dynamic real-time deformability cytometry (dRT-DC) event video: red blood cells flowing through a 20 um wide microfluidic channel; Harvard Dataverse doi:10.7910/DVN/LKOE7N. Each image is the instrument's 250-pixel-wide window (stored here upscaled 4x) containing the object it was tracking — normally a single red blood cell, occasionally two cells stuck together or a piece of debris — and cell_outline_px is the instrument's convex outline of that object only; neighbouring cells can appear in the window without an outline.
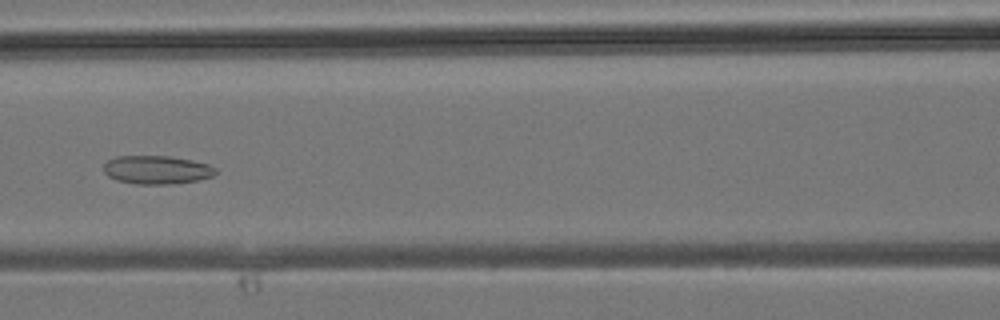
{"species": "common noctule bat (a hibernating species)", "species_latin": "Nyctalus noctula", "temperature_condition": "room temperature", "stored_images_in_passage": 30, "camera_frame_rate_fps": 3000, "um_per_image_px": 0.085, "animal": {"sex": "male", "body_mass_g": 19.2, "forearm_length_mm": 51.8}, "frame": {"image": 1, "passage_image": 10, "time_ms": 3.0, "image_size_px": [1000, 320], "cell_outline_px": [[216, 172], [212, 176], [196, 180], [168, 184], [136, 184], [116, 180], [108, 176], [104, 172], [104, 164], [108, 160], [116, 156], [168, 156], [192, 160], [208, 164], [216, 168]], "centroid_in_image_um": [13.3, 14.43], "position_along_channel_um": 153.3, "area_um2": 18.44}}
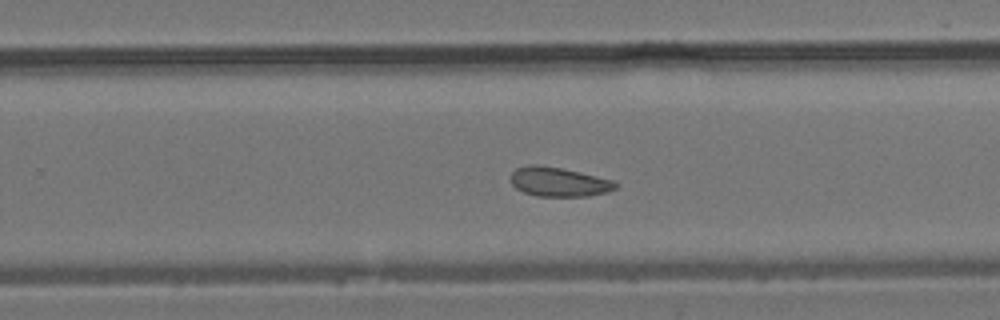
{"frame": {"image": 2, "passage_image": 17, "time_ms": 5.333, "image_size_px": [1000, 320], "cell_outline_px": [[616, 188], [608, 192], [588, 196], [536, 196], [524, 192], [516, 188], [512, 184], [512, 172], [516, 168], [528, 164], [540, 164], [580, 172], [612, 180], [616, 184]], "centroid_in_image_um": [47.47, 15.45], "position_along_channel_um": 282.3, "area_um2": 17.8}}
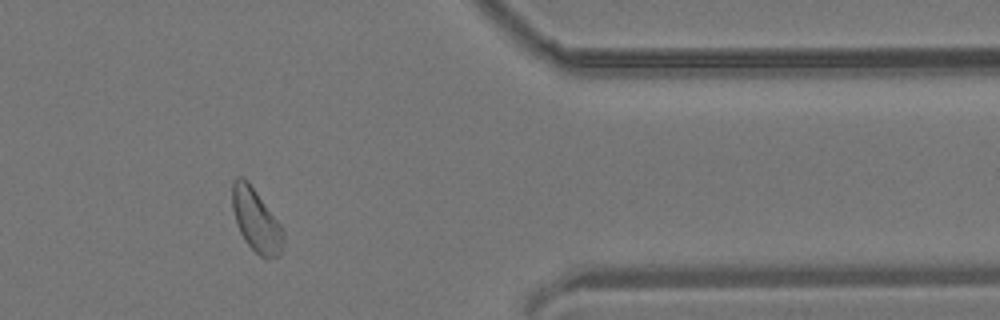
{"frame": {"image": 3, "passage_image": 24, "time_ms": 7.667, "image_size_px": [1000, 320], "cell_outline_px": [[284, 236], [280, 256], [268, 260], [260, 256], [244, 240], [236, 224], [232, 208], [232, 180], [236, 176], [240, 176], [256, 192], [280, 224], [284, 232]], "centroid_in_image_um": [21.76, 18.77], "position_along_channel_um": 389.6, "area_um2": 18.55}}